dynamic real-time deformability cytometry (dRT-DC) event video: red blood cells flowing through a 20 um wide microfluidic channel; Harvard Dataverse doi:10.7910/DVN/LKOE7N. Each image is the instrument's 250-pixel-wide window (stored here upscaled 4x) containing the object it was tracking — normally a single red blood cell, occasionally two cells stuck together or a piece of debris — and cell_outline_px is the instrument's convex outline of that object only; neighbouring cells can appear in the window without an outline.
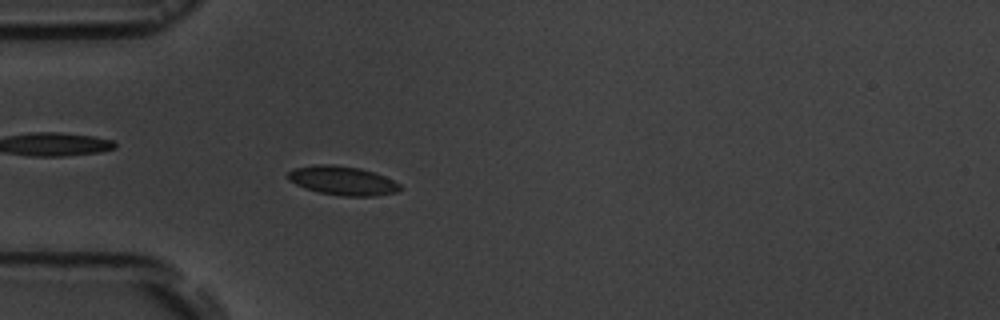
{"species": "common noctule bat (a hibernating species)", "species_latin": "Nyctalus noctula", "temperature_condition": "room temperature", "stored_images_in_passage": 6, "camera_frame_rate_fps": 3000, "um_per_image_px": 0.085, "animal": {"sex": "male", "body_mass_g": 19.5, "forearm_length_mm": 54.6}, "frame": {"image": 1, "passage_image": 6, "time_ms": 5.667, "image_size_px": [1000, 320], "cell_outline_px": [[404, 188], [396, 192], [376, 196], [340, 196], [320, 192], [304, 188], [288, 180], [288, 172], [296, 168], [316, 164], [332, 164], [360, 168], [384, 176], [400, 184]], "centroid_in_image_um": [29.13, 15.36], "position_along_channel_um": 55.9, "area_um2": 18.9}}